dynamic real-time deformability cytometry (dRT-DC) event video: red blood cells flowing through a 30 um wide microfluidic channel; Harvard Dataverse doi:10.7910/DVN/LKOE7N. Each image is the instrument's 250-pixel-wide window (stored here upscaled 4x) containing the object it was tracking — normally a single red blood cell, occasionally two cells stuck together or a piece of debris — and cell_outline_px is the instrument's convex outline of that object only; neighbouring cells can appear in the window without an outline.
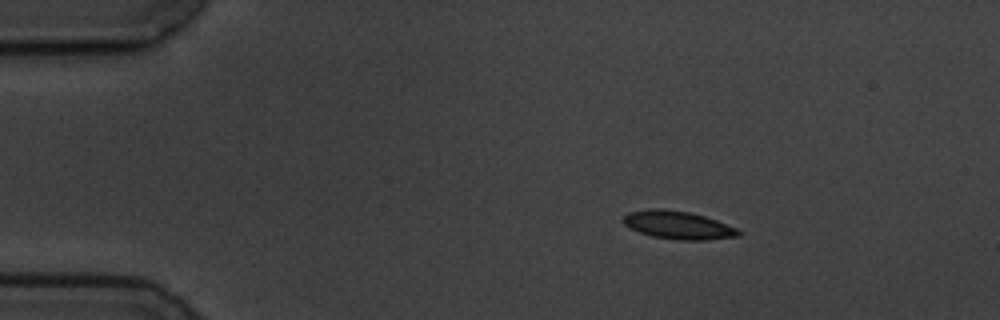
{"species": "common noctule bat (a hibernating species)", "species_latin": "Nyctalus noctula", "temperature_condition": "cold", "stored_images_in_passage": 4, "camera_frame_rate_fps": 3000, "um_per_image_px": 0.085, "animal": {"sex": "male", "body_mass_g": 19.5, "forearm_length_mm": 54.6}, "frame": {"image": 1, "passage_image": 2, "time_ms": 1.333, "image_size_px": [1000, 320], "cell_outline_px": [[740, 236], [704, 240], [676, 240], [652, 236], [640, 232], [624, 224], [624, 216], [628, 212], [648, 208], [664, 208], [688, 212], [704, 216], [716, 220], [736, 228], [740, 232]], "centroid_in_image_um": [57.62, 19.12], "position_along_channel_um": 27.4, "area_um2": 18.73}}